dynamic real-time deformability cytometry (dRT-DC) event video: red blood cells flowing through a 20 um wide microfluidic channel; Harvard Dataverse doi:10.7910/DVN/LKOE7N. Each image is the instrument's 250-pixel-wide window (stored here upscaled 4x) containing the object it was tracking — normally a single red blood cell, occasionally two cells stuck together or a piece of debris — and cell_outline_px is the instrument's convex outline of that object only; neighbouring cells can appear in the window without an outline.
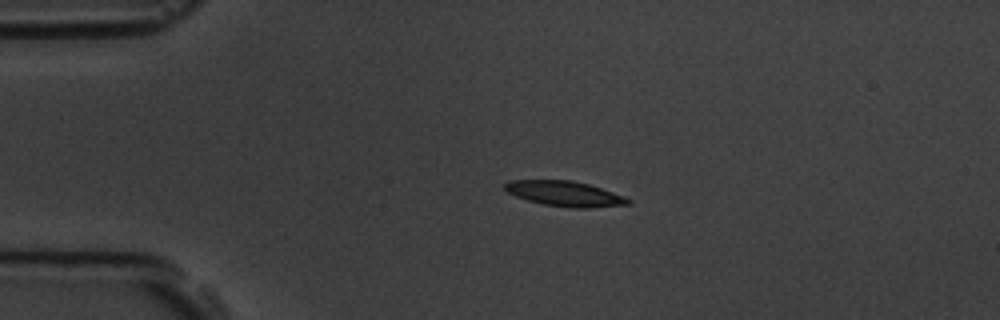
{"species": "common noctule bat (a hibernating species)", "species_latin": "Nyctalus noctula", "temperature_condition": "room temperature", "stored_images_in_passage": 4, "camera_frame_rate_fps": 3000, "um_per_image_px": 0.085, "animal": {"sex": "male", "body_mass_g": 19.5, "forearm_length_mm": 54.6}, "frame": {"image": 1, "passage_image": 3, "time_ms": 2.333, "image_size_px": [1000, 320], "cell_outline_px": [[632, 204], [588, 208], [572, 208], [544, 204], [528, 200], [516, 196], [508, 192], [504, 188], [504, 184], [508, 180], [572, 180], [588, 184], [624, 196], [632, 200]], "centroid_in_image_um": [48.02, 16.46], "position_along_channel_um": 37.0, "area_um2": 18.03}}